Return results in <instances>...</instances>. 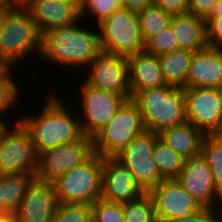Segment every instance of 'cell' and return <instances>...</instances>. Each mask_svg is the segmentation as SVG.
Masks as SVG:
<instances>
[{
  "mask_svg": "<svg viewBox=\"0 0 222 222\" xmlns=\"http://www.w3.org/2000/svg\"><path fill=\"white\" fill-rule=\"evenodd\" d=\"M205 21L208 45L222 49V17L207 18Z\"/></svg>",
  "mask_w": 222,
  "mask_h": 222,
  "instance_id": "e575fe53",
  "label": "cell"
},
{
  "mask_svg": "<svg viewBox=\"0 0 222 222\" xmlns=\"http://www.w3.org/2000/svg\"><path fill=\"white\" fill-rule=\"evenodd\" d=\"M201 153L208 161L215 187L222 196V135H206Z\"/></svg>",
  "mask_w": 222,
  "mask_h": 222,
  "instance_id": "4316f807",
  "label": "cell"
},
{
  "mask_svg": "<svg viewBox=\"0 0 222 222\" xmlns=\"http://www.w3.org/2000/svg\"><path fill=\"white\" fill-rule=\"evenodd\" d=\"M157 133L145 130L136 136L115 158L127 167L145 193L158 186L164 179L154 161V144Z\"/></svg>",
  "mask_w": 222,
  "mask_h": 222,
  "instance_id": "9c48e42d",
  "label": "cell"
},
{
  "mask_svg": "<svg viewBox=\"0 0 222 222\" xmlns=\"http://www.w3.org/2000/svg\"><path fill=\"white\" fill-rule=\"evenodd\" d=\"M103 157L94 152L84 163L62 174L53 185L58 203L92 204L101 198Z\"/></svg>",
  "mask_w": 222,
  "mask_h": 222,
  "instance_id": "5b68a950",
  "label": "cell"
},
{
  "mask_svg": "<svg viewBox=\"0 0 222 222\" xmlns=\"http://www.w3.org/2000/svg\"><path fill=\"white\" fill-rule=\"evenodd\" d=\"M98 27L101 50L126 57L144 51L145 41L136 12L118 9Z\"/></svg>",
  "mask_w": 222,
  "mask_h": 222,
  "instance_id": "52a82bcc",
  "label": "cell"
},
{
  "mask_svg": "<svg viewBox=\"0 0 222 222\" xmlns=\"http://www.w3.org/2000/svg\"><path fill=\"white\" fill-rule=\"evenodd\" d=\"M158 135L165 144L183 159H189L201 154L202 143L206 136L188 121L177 126L166 128Z\"/></svg>",
  "mask_w": 222,
  "mask_h": 222,
  "instance_id": "44dd1931",
  "label": "cell"
},
{
  "mask_svg": "<svg viewBox=\"0 0 222 222\" xmlns=\"http://www.w3.org/2000/svg\"><path fill=\"white\" fill-rule=\"evenodd\" d=\"M175 179L203 207L222 210V196L217 192L211 168L202 153L185 159Z\"/></svg>",
  "mask_w": 222,
  "mask_h": 222,
  "instance_id": "5bb4252c",
  "label": "cell"
},
{
  "mask_svg": "<svg viewBox=\"0 0 222 222\" xmlns=\"http://www.w3.org/2000/svg\"><path fill=\"white\" fill-rule=\"evenodd\" d=\"M145 192L137 184L130 170L115 157H103L101 199L113 203H127Z\"/></svg>",
  "mask_w": 222,
  "mask_h": 222,
  "instance_id": "2e32d148",
  "label": "cell"
},
{
  "mask_svg": "<svg viewBox=\"0 0 222 222\" xmlns=\"http://www.w3.org/2000/svg\"><path fill=\"white\" fill-rule=\"evenodd\" d=\"M125 222H158L154 209V203L148 193L140 198L123 203Z\"/></svg>",
  "mask_w": 222,
  "mask_h": 222,
  "instance_id": "83f0119b",
  "label": "cell"
},
{
  "mask_svg": "<svg viewBox=\"0 0 222 222\" xmlns=\"http://www.w3.org/2000/svg\"><path fill=\"white\" fill-rule=\"evenodd\" d=\"M127 59L131 99L139 91L167 84L156 55L140 51Z\"/></svg>",
  "mask_w": 222,
  "mask_h": 222,
  "instance_id": "ffe728a7",
  "label": "cell"
},
{
  "mask_svg": "<svg viewBox=\"0 0 222 222\" xmlns=\"http://www.w3.org/2000/svg\"><path fill=\"white\" fill-rule=\"evenodd\" d=\"M94 153L93 139L81 140L56 146L38 153L35 179L53 182L62 174L84 163Z\"/></svg>",
  "mask_w": 222,
  "mask_h": 222,
  "instance_id": "30bf717a",
  "label": "cell"
},
{
  "mask_svg": "<svg viewBox=\"0 0 222 222\" xmlns=\"http://www.w3.org/2000/svg\"><path fill=\"white\" fill-rule=\"evenodd\" d=\"M0 222H17L14 214H0Z\"/></svg>",
  "mask_w": 222,
  "mask_h": 222,
  "instance_id": "ab89813d",
  "label": "cell"
},
{
  "mask_svg": "<svg viewBox=\"0 0 222 222\" xmlns=\"http://www.w3.org/2000/svg\"><path fill=\"white\" fill-rule=\"evenodd\" d=\"M0 129V174L35 173L38 153L29 132L17 120Z\"/></svg>",
  "mask_w": 222,
  "mask_h": 222,
  "instance_id": "ba28073f",
  "label": "cell"
},
{
  "mask_svg": "<svg viewBox=\"0 0 222 222\" xmlns=\"http://www.w3.org/2000/svg\"><path fill=\"white\" fill-rule=\"evenodd\" d=\"M43 36L50 29L81 22L80 8L73 1H24L22 4Z\"/></svg>",
  "mask_w": 222,
  "mask_h": 222,
  "instance_id": "ac0fdd59",
  "label": "cell"
},
{
  "mask_svg": "<svg viewBox=\"0 0 222 222\" xmlns=\"http://www.w3.org/2000/svg\"><path fill=\"white\" fill-rule=\"evenodd\" d=\"M0 64L13 67L30 52L40 56L42 36L22 5L0 6ZM23 58V59H22Z\"/></svg>",
  "mask_w": 222,
  "mask_h": 222,
  "instance_id": "3957f363",
  "label": "cell"
},
{
  "mask_svg": "<svg viewBox=\"0 0 222 222\" xmlns=\"http://www.w3.org/2000/svg\"><path fill=\"white\" fill-rule=\"evenodd\" d=\"M137 16L145 43L158 32L171 25L173 17L154 3L138 11Z\"/></svg>",
  "mask_w": 222,
  "mask_h": 222,
  "instance_id": "484cf974",
  "label": "cell"
},
{
  "mask_svg": "<svg viewBox=\"0 0 222 222\" xmlns=\"http://www.w3.org/2000/svg\"><path fill=\"white\" fill-rule=\"evenodd\" d=\"M222 220V210L209 207H202L199 211L167 222H220Z\"/></svg>",
  "mask_w": 222,
  "mask_h": 222,
  "instance_id": "836d02e7",
  "label": "cell"
},
{
  "mask_svg": "<svg viewBox=\"0 0 222 222\" xmlns=\"http://www.w3.org/2000/svg\"><path fill=\"white\" fill-rule=\"evenodd\" d=\"M183 88L222 89V49L208 46L194 52Z\"/></svg>",
  "mask_w": 222,
  "mask_h": 222,
  "instance_id": "d6986e66",
  "label": "cell"
},
{
  "mask_svg": "<svg viewBox=\"0 0 222 222\" xmlns=\"http://www.w3.org/2000/svg\"><path fill=\"white\" fill-rule=\"evenodd\" d=\"M80 9L88 0H72Z\"/></svg>",
  "mask_w": 222,
  "mask_h": 222,
  "instance_id": "b9f144b4",
  "label": "cell"
},
{
  "mask_svg": "<svg viewBox=\"0 0 222 222\" xmlns=\"http://www.w3.org/2000/svg\"><path fill=\"white\" fill-rule=\"evenodd\" d=\"M121 1L123 8H126L129 11H133L136 13L154 3V0H121Z\"/></svg>",
  "mask_w": 222,
  "mask_h": 222,
  "instance_id": "74e56055",
  "label": "cell"
},
{
  "mask_svg": "<svg viewBox=\"0 0 222 222\" xmlns=\"http://www.w3.org/2000/svg\"><path fill=\"white\" fill-rule=\"evenodd\" d=\"M151 196L158 222L188 216L203 206L185 191L176 179H164L148 192Z\"/></svg>",
  "mask_w": 222,
  "mask_h": 222,
  "instance_id": "9a60e30c",
  "label": "cell"
},
{
  "mask_svg": "<svg viewBox=\"0 0 222 222\" xmlns=\"http://www.w3.org/2000/svg\"><path fill=\"white\" fill-rule=\"evenodd\" d=\"M178 44L172 25L161 30L155 36L151 37L146 43L144 51L153 55H161L178 50Z\"/></svg>",
  "mask_w": 222,
  "mask_h": 222,
  "instance_id": "4dcf8cb0",
  "label": "cell"
},
{
  "mask_svg": "<svg viewBox=\"0 0 222 222\" xmlns=\"http://www.w3.org/2000/svg\"><path fill=\"white\" fill-rule=\"evenodd\" d=\"M17 5V0H0V6Z\"/></svg>",
  "mask_w": 222,
  "mask_h": 222,
  "instance_id": "60d3db41",
  "label": "cell"
},
{
  "mask_svg": "<svg viewBox=\"0 0 222 222\" xmlns=\"http://www.w3.org/2000/svg\"><path fill=\"white\" fill-rule=\"evenodd\" d=\"M122 8L121 0H88L80 9V19L87 16L86 13L89 11L92 16L94 15L96 17L97 23L99 24L116 10Z\"/></svg>",
  "mask_w": 222,
  "mask_h": 222,
  "instance_id": "d6a6232c",
  "label": "cell"
},
{
  "mask_svg": "<svg viewBox=\"0 0 222 222\" xmlns=\"http://www.w3.org/2000/svg\"><path fill=\"white\" fill-rule=\"evenodd\" d=\"M145 130L137 104L132 99L126 100L111 121L93 138L94 152L102 157H115Z\"/></svg>",
  "mask_w": 222,
  "mask_h": 222,
  "instance_id": "8992f818",
  "label": "cell"
},
{
  "mask_svg": "<svg viewBox=\"0 0 222 222\" xmlns=\"http://www.w3.org/2000/svg\"><path fill=\"white\" fill-rule=\"evenodd\" d=\"M58 204L53 182L34 179L14 215L17 222H51Z\"/></svg>",
  "mask_w": 222,
  "mask_h": 222,
  "instance_id": "e0dca14e",
  "label": "cell"
},
{
  "mask_svg": "<svg viewBox=\"0 0 222 222\" xmlns=\"http://www.w3.org/2000/svg\"><path fill=\"white\" fill-rule=\"evenodd\" d=\"M186 120L205 135H222V89L182 88Z\"/></svg>",
  "mask_w": 222,
  "mask_h": 222,
  "instance_id": "8fae6325",
  "label": "cell"
},
{
  "mask_svg": "<svg viewBox=\"0 0 222 222\" xmlns=\"http://www.w3.org/2000/svg\"><path fill=\"white\" fill-rule=\"evenodd\" d=\"M25 0H17V5H22Z\"/></svg>",
  "mask_w": 222,
  "mask_h": 222,
  "instance_id": "7bdbcfd3",
  "label": "cell"
},
{
  "mask_svg": "<svg viewBox=\"0 0 222 222\" xmlns=\"http://www.w3.org/2000/svg\"><path fill=\"white\" fill-rule=\"evenodd\" d=\"M193 54L191 50L178 49L157 56L167 84L182 88L185 86Z\"/></svg>",
  "mask_w": 222,
  "mask_h": 222,
  "instance_id": "cb8c5ba5",
  "label": "cell"
},
{
  "mask_svg": "<svg viewBox=\"0 0 222 222\" xmlns=\"http://www.w3.org/2000/svg\"><path fill=\"white\" fill-rule=\"evenodd\" d=\"M132 100L142 114L145 129L162 130L185 123L186 107L182 87L165 84L139 91Z\"/></svg>",
  "mask_w": 222,
  "mask_h": 222,
  "instance_id": "277c9868",
  "label": "cell"
},
{
  "mask_svg": "<svg viewBox=\"0 0 222 222\" xmlns=\"http://www.w3.org/2000/svg\"><path fill=\"white\" fill-rule=\"evenodd\" d=\"M12 67L2 66L0 68V123L7 125L4 120H2V114H5L6 110L11 109L18 99L19 87L17 86L14 79L11 77Z\"/></svg>",
  "mask_w": 222,
  "mask_h": 222,
  "instance_id": "f1b7e54d",
  "label": "cell"
},
{
  "mask_svg": "<svg viewBox=\"0 0 222 222\" xmlns=\"http://www.w3.org/2000/svg\"><path fill=\"white\" fill-rule=\"evenodd\" d=\"M88 66L89 76L85 80L88 85L131 99L126 56L101 50Z\"/></svg>",
  "mask_w": 222,
  "mask_h": 222,
  "instance_id": "7c38bea8",
  "label": "cell"
},
{
  "mask_svg": "<svg viewBox=\"0 0 222 222\" xmlns=\"http://www.w3.org/2000/svg\"><path fill=\"white\" fill-rule=\"evenodd\" d=\"M51 222H93L91 205L59 203Z\"/></svg>",
  "mask_w": 222,
  "mask_h": 222,
  "instance_id": "f546056e",
  "label": "cell"
},
{
  "mask_svg": "<svg viewBox=\"0 0 222 222\" xmlns=\"http://www.w3.org/2000/svg\"><path fill=\"white\" fill-rule=\"evenodd\" d=\"M83 82L80 95L84 110L82 118H85L81 119L82 122L80 120V126L84 136L93 139L111 121L126 99Z\"/></svg>",
  "mask_w": 222,
  "mask_h": 222,
  "instance_id": "4fadbf2b",
  "label": "cell"
},
{
  "mask_svg": "<svg viewBox=\"0 0 222 222\" xmlns=\"http://www.w3.org/2000/svg\"><path fill=\"white\" fill-rule=\"evenodd\" d=\"M25 1H42V0H25ZM61 1H72V0H61Z\"/></svg>",
  "mask_w": 222,
  "mask_h": 222,
  "instance_id": "ee69618b",
  "label": "cell"
},
{
  "mask_svg": "<svg viewBox=\"0 0 222 222\" xmlns=\"http://www.w3.org/2000/svg\"><path fill=\"white\" fill-rule=\"evenodd\" d=\"M154 4L172 16L188 13V0H154Z\"/></svg>",
  "mask_w": 222,
  "mask_h": 222,
  "instance_id": "8d00e7d4",
  "label": "cell"
},
{
  "mask_svg": "<svg viewBox=\"0 0 222 222\" xmlns=\"http://www.w3.org/2000/svg\"><path fill=\"white\" fill-rule=\"evenodd\" d=\"M222 17V0H217L213 11L208 18Z\"/></svg>",
  "mask_w": 222,
  "mask_h": 222,
  "instance_id": "f35d334b",
  "label": "cell"
},
{
  "mask_svg": "<svg viewBox=\"0 0 222 222\" xmlns=\"http://www.w3.org/2000/svg\"><path fill=\"white\" fill-rule=\"evenodd\" d=\"M45 101L39 114L17 119L29 132L37 153L81 140L84 134L80 121L68 112L58 95H48Z\"/></svg>",
  "mask_w": 222,
  "mask_h": 222,
  "instance_id": "6da1fadb",
  "label": "cell"
},
{
  "mask_svg": "<svg viewBox=\"0 0 222 222\" xmlns=\"http://www.w3.org/2000/svg\"><path fill=\"white\" fill-rule=\"evenodd\" d=\"M171 25L179 49L196 52L209 46L205 19L186 13L173 16Z\"/></svg>",
  "mask_w": 222,
  "mask_h": 222,
  "instance_id": "7402d4cb",
  "label": "cell"
},
{
  "mask_svg": "<svg viewBox=\"0 0 222 222\" xmlns=\"http://www.w3.org/2000/svg\"><path fill=\"white\" fill-rule=\"evenodd\" d=\"M153 152V158L160 176L163 179H175L180 174L185 159L160 138L155 141Z\"/></svg>",
  "mask_w": 222,
  "mask_h": 222,
  "instance_id": "d4e9b609",
  "label": "cell"
},
{
  "mask_svg": "<svg viewBox=\"0 0 222 222\" xmlns=\"http://www.w3.org/2000/svg\"><path fill=\"white\" fill-rule=\"evenodd\" d=\"M217 0H188V13L207 19Z\"/></svg>",
  "mask_w": 222,
  "mask_h": 222,
  "instance_id": "d590c367",
  "label": "cell"
},
{
  "mask_svg": "<svg viewBox=\"0 0 222 222\" xmlns=\"http://www.w3.org/2000/svg\"><path fill=\"white\" fill-rule=\"evenodd\" d=\"M80 26L75 22L47 31L42 36L40 57L61 67H87L101 51L99 31Z\"/></svg>",
  "mask_w": 222,
  "mask_h": 222,
  "instance_id": "7a4b0ae2",
  "label": "cell"
},
{
  "mask_svg": "<svg viewBox=\"0 0 222 222\" xmlns=\"http://www.w3.org/2000/svg\"><path fill=\"white\" fill-rule=\"evenodd\" d=\"M35 173L0 174V214H14L20 207Z\"/></svg>",
  "mask_w": 222,
  "mask_h": 222,
  "instance_id": "603a6c76",
  "label": "cell"
},
{
  "mask_svg": "<svg viewBox=\"0 0 222 222\" xmlns=\"http://www.w3.org/2000/svg\"><path fill=\"white\" fill-rule=\"evenodd\" d=\"M93 222H125L122 203L98 199L91 204Z\"/></svg>",
  "mask_w": 222,
  "mask_h": 222,
  "instance_id": "1f68e13d",
  "label": "cell"
}]
</instances>
